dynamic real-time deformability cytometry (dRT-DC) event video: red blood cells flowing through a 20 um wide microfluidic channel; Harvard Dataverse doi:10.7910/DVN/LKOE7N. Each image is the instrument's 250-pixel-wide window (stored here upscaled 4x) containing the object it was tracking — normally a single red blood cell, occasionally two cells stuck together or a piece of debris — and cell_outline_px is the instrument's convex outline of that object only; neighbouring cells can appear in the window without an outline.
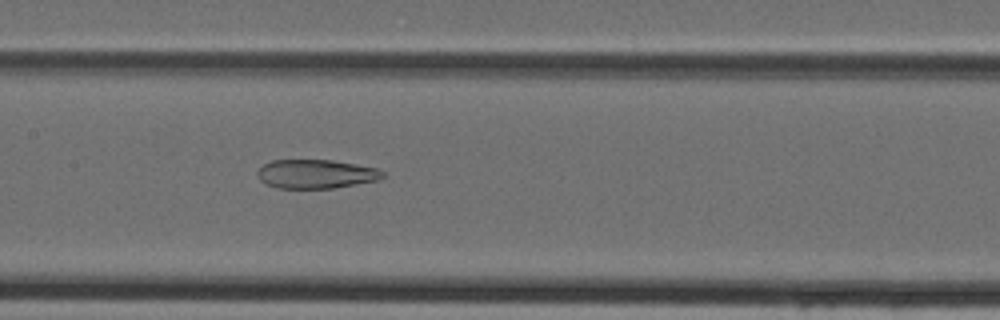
{"species": "Egyptian fruit bat (a non-hibernating species)", "species_latin": "Rousettus aegyptiacus", "temperature_condition": "cold", "stored_images_in_passage": 46, "camera_frame_rate_fps": 3000, "um_per_image_px": 0.085, "animal": {"sex": "female"}, "frame": {"image": 1, "passage_image": 22, "time_ms": 7.0, "image_size_px": [1000, 320], "cell_outline_px": [[384, 176], [380, 180], [332, 188], [276, 188], [264, 184], [260, 180], [256, 172], [264, 164], [272, 160], [332, 160], [376, 168], [384, 172]], "centroid_in_image_um": [26.83, 14.79], "position_along_channel_um": 180.6, "area_um2": 21.1}}
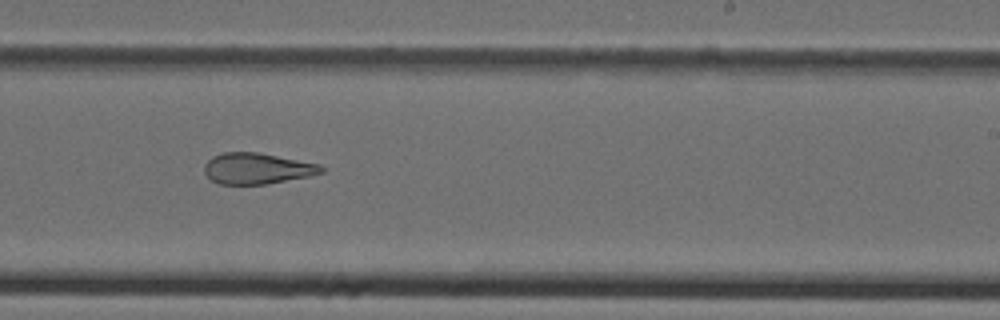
{"frame": {"image": 2, "passage_image": 28, "time_ms": 9.0, "image_size_px": [1000, 320], "cell_outline_px": [[324, 172], [312, 176], [268, 184], [220, 184], [212, 180], [204, 172], [204, 164], [212, 156], [224, 152], [256, 152], [320, 164], [324, 168]], "centroid_in_image_um": [21.87, 14.33], "position_along_channel_um": 267.1, "area_um2": 21.21}}
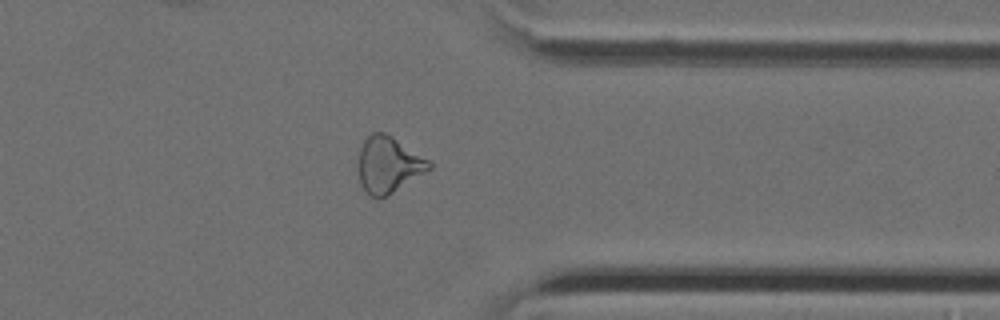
{"frame": {"image": 3, "passage_image": 36, "time_ms": 11.667, "image_size_px": [1000, 320], "cell_outline_px": [[432, 168], [388, 196], [376, 200], [364, 192], [360, 184], [360, 148], [364, 140], [372, 132], [384, 132], [392, 136], [432, 160]], "centroid_in_image_um": [33.06, 14.02], "position_along_channel_um": 378.3, "area_um2": 23.47}}